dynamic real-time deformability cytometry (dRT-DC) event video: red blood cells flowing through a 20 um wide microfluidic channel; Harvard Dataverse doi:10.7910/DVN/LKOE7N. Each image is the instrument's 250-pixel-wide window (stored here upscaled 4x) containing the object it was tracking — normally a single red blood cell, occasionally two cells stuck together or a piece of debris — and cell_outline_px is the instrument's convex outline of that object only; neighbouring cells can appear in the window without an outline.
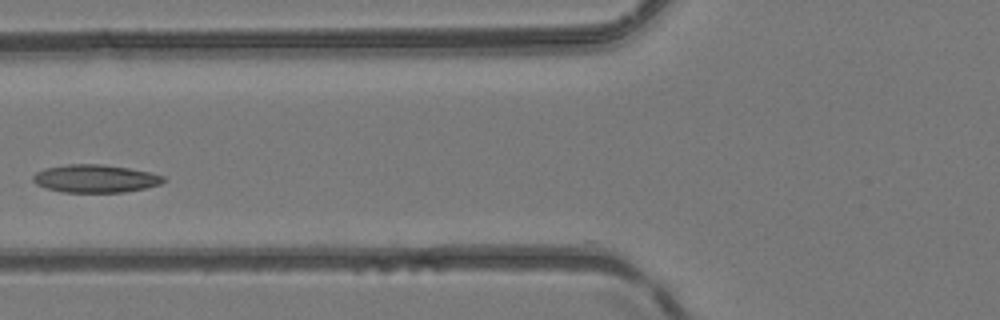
{"species": "common noctule bat (a hibernating species)", "species_latin": "Nyctalus noctula", "temperature_condition": "room temperature", "stored_images_in_passage": 5, "camera_frame_rate_fps": 3000, "um_per_image_px": 0.085, "animal": {"sex": "female", "body_mass_g": 24.6, "forearm_length_mm": 56.2}, "frame": {"image": 1, "passage_image": 5, "time_ms": 1.333, "image_size_px": [1000, 320], "cell_outline_px": [[164, 180], [160, 184], [144, 188], [124, 192], [64, 192], [48, 188], [36, 184], [32, 180], [32, 176], [36, 172], [44, 168], [68, 164], [100, 164], [128, 168], [148, 172], [164, 176]], "centroid_in_image_um": [8.06, 15.17], "position_along_channel_um": 117.7, "area_um2": 20.98}}